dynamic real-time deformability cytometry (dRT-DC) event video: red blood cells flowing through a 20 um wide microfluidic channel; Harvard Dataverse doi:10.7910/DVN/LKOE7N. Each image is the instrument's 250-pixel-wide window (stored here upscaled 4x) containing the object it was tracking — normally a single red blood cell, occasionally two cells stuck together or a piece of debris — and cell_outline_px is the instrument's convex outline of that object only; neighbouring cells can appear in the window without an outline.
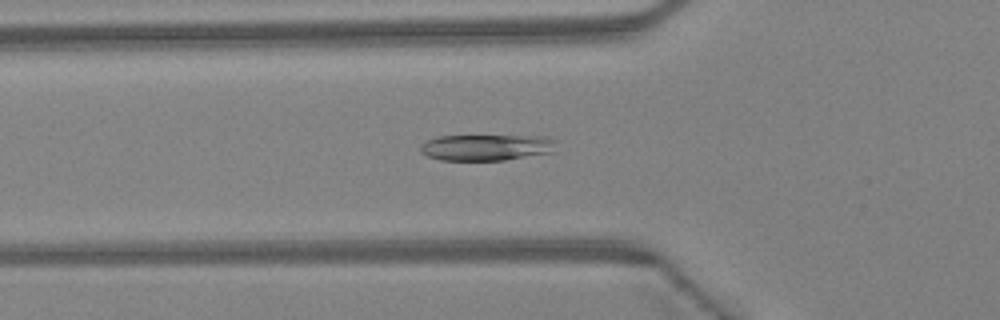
{"species": "Egyptian fruit bat (a non-hibernating species)", "species_latin": "Rousettus aegyptiacus", "temperature_condition": "warm", "stored_images_in_passage": 42, "camera_frame_rate_fps": 3000, "um_per_image_px": 0.085, "animal": {"sex": "female"}, "frame": {"image": 1, "passage_image": 13, "time_ms": 4.0, "image_size_px": [1000, 320], "cell_outline_px": [[556, 152], [504, 160], [440, 160], [428, 156], [420, 152], [420, 144], [436, 136], [544, 136], [556, 140]], "centroid_in_image_um": [41.37, 12.53], "position_along_channel_um": 84.4, "area_um2": 20.92}}
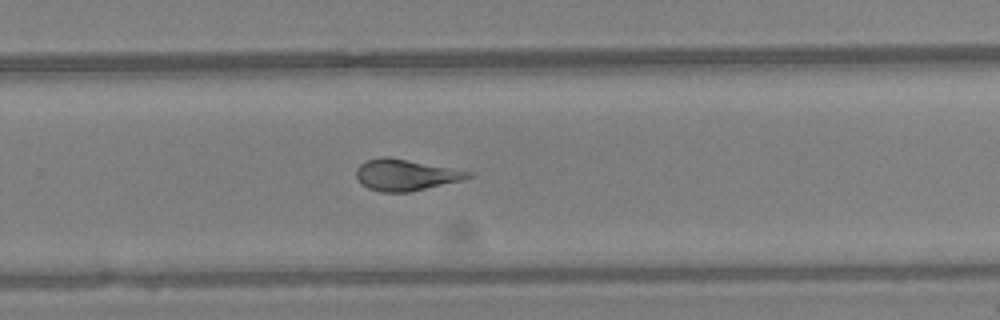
{"frame": {"image": 2, "passage_image": 27, "time_ms": 8.667, "image_size_px": [1000, 320], "cell_outline_px": [[476, 176], [460, 180], [408, 192], [380, 192], [368, 188], [360, 184], [356, 176], [356, 168], [364, 160], [380, 156], [388, 156], [472, 172]], "centroid_in_image_um": [34.41, 14.85], "position_along_channel_um": 295.4, "area_um2": 20.4}}
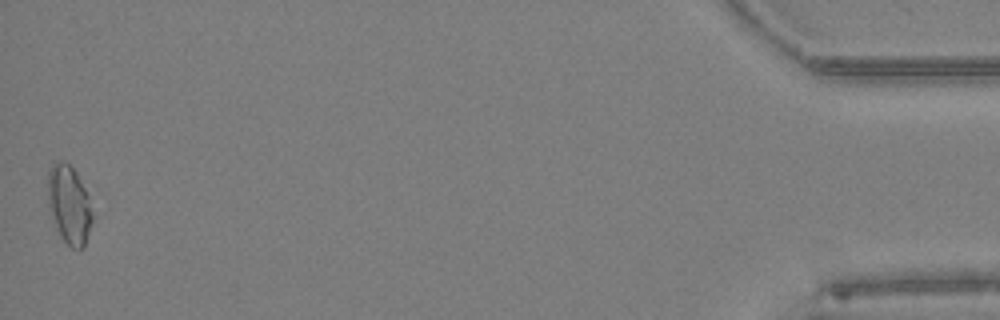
{"frame": {"image": 3, "passage_image": 42, "time_ms": 13.667, "image_size_px": [1000, 320], "cell_outline_px": [[92, 224], [84, 248], [72, 248], [60, 236], [56, 228], [48, 204], [48, 168], [52, 160], [64, 160], [76, 172], [88, 196], [92, 212]], "centroid_in_image_um": [5.86, 17.36], "position_along_channel_um": 429.3, "area_um2": 20.46}, "authors_computed_cell_mechanics": {"area_um2": 20.3167, "velocity_mm_per_s": 4.5297, "shape_relaxation_time_tau1_ms": 5.1654, "shape_relaxation_time_tau2_ms": 1.9771, "deformation_change_tau1": 0.1951, "deformation_change_tau2": 0.0987}}